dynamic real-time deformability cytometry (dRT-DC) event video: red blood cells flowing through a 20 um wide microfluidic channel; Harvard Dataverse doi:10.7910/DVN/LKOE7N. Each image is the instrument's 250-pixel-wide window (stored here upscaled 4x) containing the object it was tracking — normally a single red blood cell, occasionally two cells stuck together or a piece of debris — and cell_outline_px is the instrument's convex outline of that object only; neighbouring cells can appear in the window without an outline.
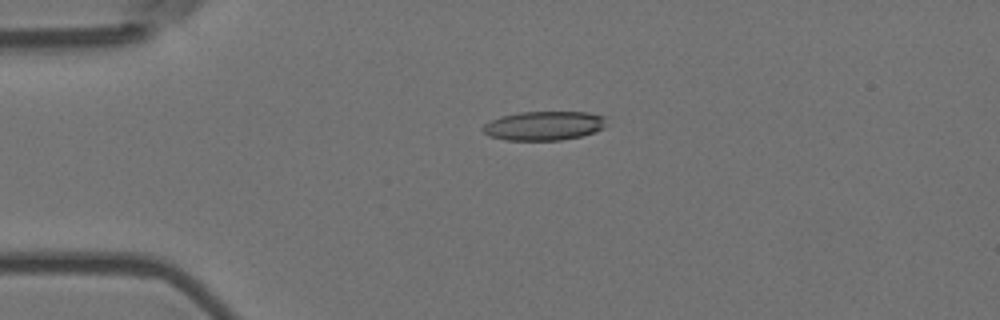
{"species": "Egyptian fruit bat (a non-hibernating species)", "species_latin": "Rousettus aegyptiacus", "temperature_condition": "room temperature", "stored_images_in_passage": 37, "camera_frame_rate_fps": 3000, "um_per_image_px": 0.085, "animal": {"sex": "female"}, "frame": {"image": 1, "passage_image": 2, "time_ms": 0.333, "image_size_px": [1000, 320], "cell_outline_px": [[608, 116], [604, 128], [596, 132], [580, 136], [560, 140], [504, 140], [488, 136], [480, 128], [484, 124], [500, 116], [520, 112], [588, 112]], "centroid_in_image_um": [46.26, 10.68], "position_along_channel_um": 38.7, "area_um2": 21.21}}
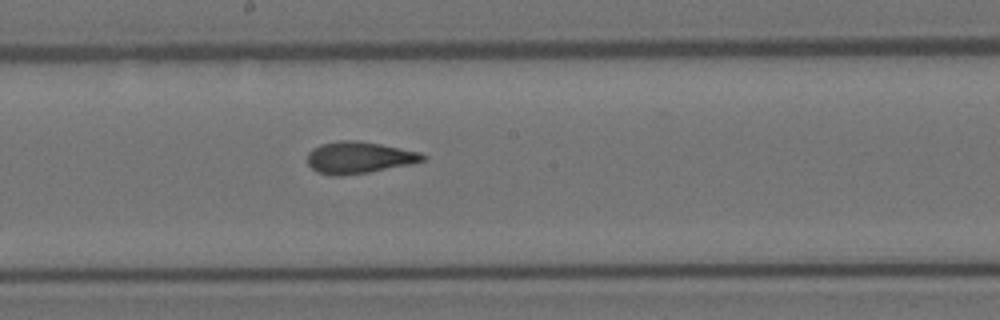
{"frame": {"image": 2, "passage_image": 19, "time_ms": 6.0, "image_size_px": [1000, 320], "cell_outline_px": [[428, 156], [424, 160], [408, 164], [368, 172], [340, 176], [332, 176], [316, 172], [308, 164], [308, 152], [312, 148], [320, 144], [340, 140], [356, 140], [380, 144], [420, 152]], "centroid_in_image_um": [30.47, 13.39], "position_along_channel_um": 217.7, "area_um2": 21.27}}
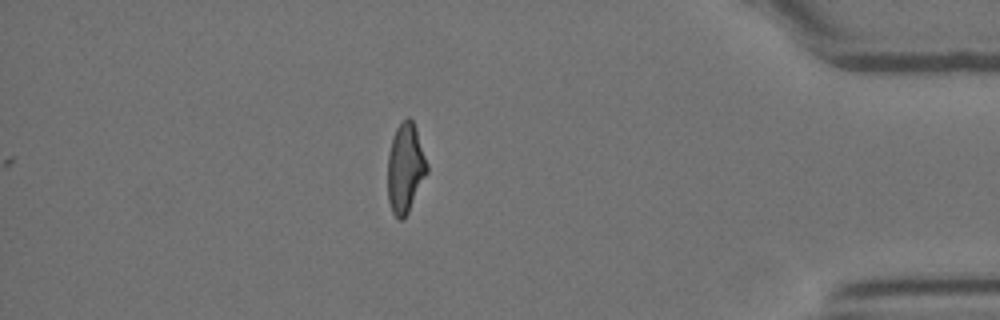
{"frame": {"image": 3, "passage_image": 37, "time_ms": 12.0, "image_size_px": [1000, 320], "cell_outline_px": [[428, 172], [404, 220], [400, 220], [392, 212], [388, 200], [388, 156], [392, 136], [396, 128], [408, 116], [412, 120], [416, 128], [428, 164]], "centroid_in_image_um": [34.46, 14.29], "position_along_channel_um": 400.7, "area_um2": 20.52}, "authors_computed_cell_mechanics": {"area_um2": 21.0392, "velocity_mm_per_s": 3.7056, "shape_relaxation_time_tau1_ms": 5.7654, "shape_relaxation_time_tau2_ms": 1.4787, "deformation_change_tau1": 0.1983, "deformation_change_tau2": 0.1049}}